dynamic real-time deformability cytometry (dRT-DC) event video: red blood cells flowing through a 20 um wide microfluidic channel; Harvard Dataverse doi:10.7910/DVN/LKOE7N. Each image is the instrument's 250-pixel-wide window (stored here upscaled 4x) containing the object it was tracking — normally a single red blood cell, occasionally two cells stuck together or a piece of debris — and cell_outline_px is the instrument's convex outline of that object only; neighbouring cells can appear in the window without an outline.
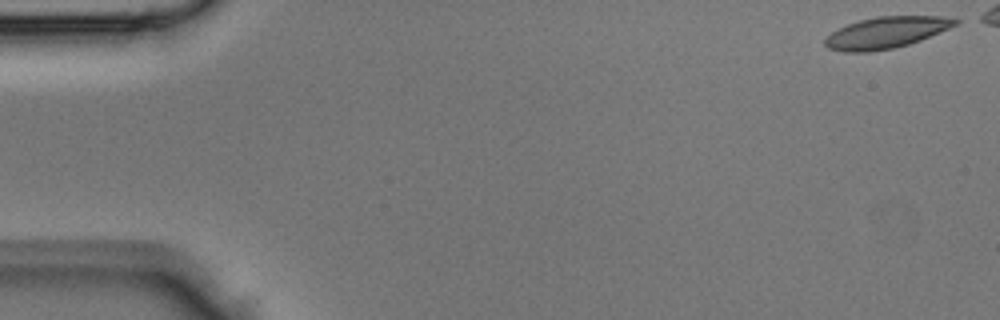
{"species": "Egyptian fruit bat (a non-hibernating species)", "species_latin": "Rousettus aegyptiacus", "temperature_condition": "room temperature", "stored_images_in_passage": 39, "camera_frame_rate_fps": 3000, "um_per_image_px": 0.085, "animal": {"sex": "male"}, "frame": {"image": 1, "passage_image": 1, "time_ms": 0.0, "image_size_px": [1000, 320], "cell_outline_px": [[960, 20], [956, 24], [948, 28], [920, 40], [908, 44], [892, 48], [868, 52], [844, 52], [828, 48], [824, 44], [824, 40], [832, 32], [848, 24], [860, 20], [876, 16], [940, 16]], "centroid_in_image_um": [75.28, 2.77], "position_along_channel_um": 9.7, "area_um2": 23.47}}
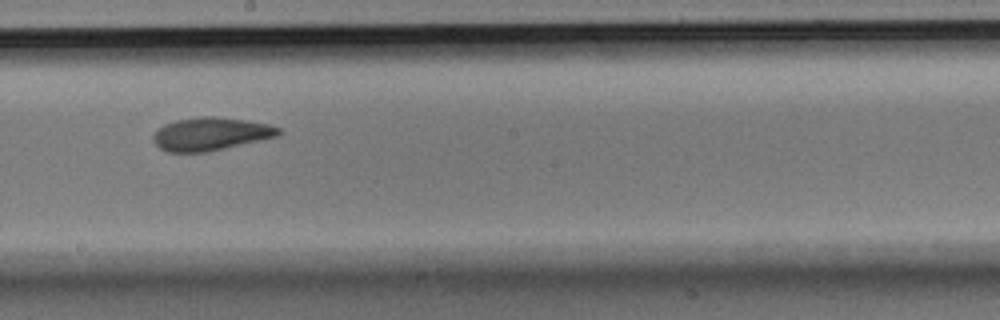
{"frame": {"image": 2, "passage_image": 24, "time_ms": 7.667, "image_size_px": [1000, 320], "cell_outline_px": [[280, 136], [208, 152], [168, 152], [160, 148], [152, 140], [152, 136], [156, 128], [164, 124], [176, 120], [200, 116], [212, 116], [244, 120], [268, 124], [280, 128]], "centroid_in_image_um": [17.88, 11.39], "position_along_channel_um": 230.3, "area_um2": 24.28}}
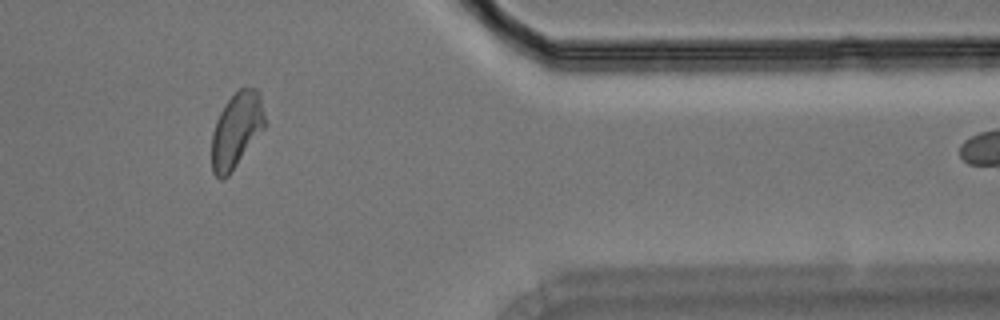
{"frame": {"image": 3, "passage_image": 36, "time_ms": 11.667, "image_size_px": [1000, 320], "cell_outline_px": [[268, 124], [228, 176], [224, 180], [220, 180], [212, 172], [212, 132], [216, 120], [220, 112], [228, 100], [240, 88], [256, 88], [260, 92]], "centroid_in_image_um": [20.13, 11.06], "position_along_channel_um": 391.3, "area_um2": 23.58}}